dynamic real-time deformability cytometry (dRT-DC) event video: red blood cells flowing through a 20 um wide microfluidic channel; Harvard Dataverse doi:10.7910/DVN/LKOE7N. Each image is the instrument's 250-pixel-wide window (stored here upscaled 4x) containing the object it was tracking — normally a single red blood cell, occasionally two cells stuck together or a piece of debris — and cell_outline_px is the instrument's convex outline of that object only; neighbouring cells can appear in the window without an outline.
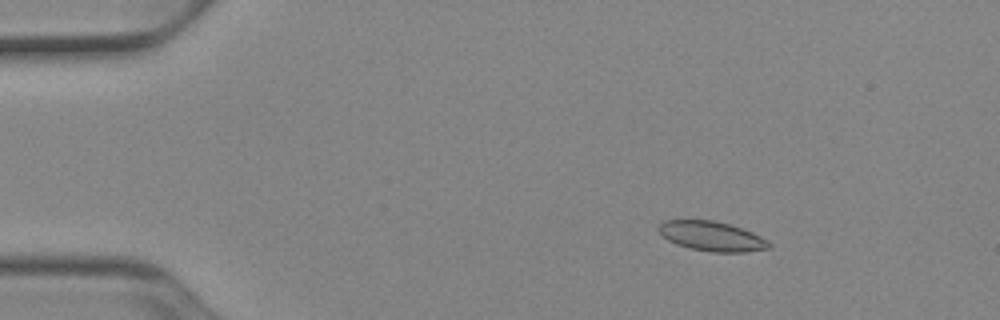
{"species": "Egyptian fruit bat (a non-hibernating species)", "species_latin": "Rousettus aegyptiacus", "temperature_condition": "cold", "stored_images_in_passage": 52, "camera_frame_rate_fps": 3000, "um_per_image_px": 0.085, "animal": {"sex": "female"}, "frame": {"image": 1, "passage_image": 8, "time_ms": 2.333, "image_size_px": [1000, 320], "cell_outline_px": [[772, 248], [744, 252], [712, 252], [692, 248], [676, 244], [668, 240], [656, 228], [664, 220], [712, 220], [728, 224], [752, 232], [760, 236], [772, 244]], "centroid_in_image_um": [60.51, 20.08], "position_along_channel_um": 24.5, "area_um2": 18.9}}
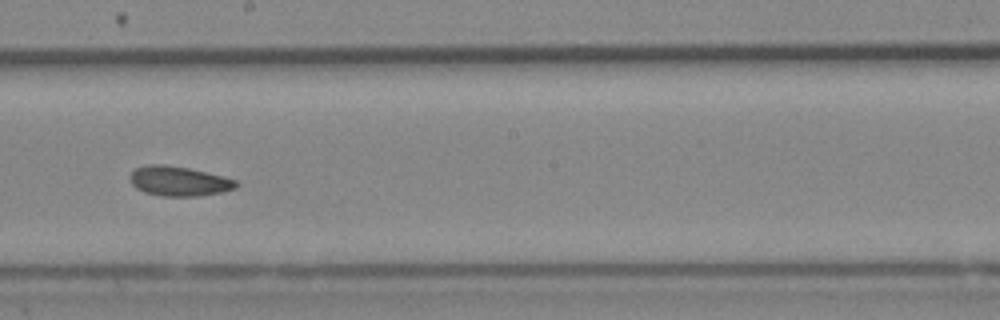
{"frame": {"image": 2, "passage_image": 30, "time_ms": 9.667, "image_size_px": [1000, 320], "cell_outline_px": [[240, 184], [236, 188], [220, 192], [200, 196], [160, 196], [144, 192], [136, 188], [128, 180], [128, 176], [136, 168], [148, 164], [164, 164], [188, 168], [224, 176], [236, 180]], "centroid_in_image_um": [15.19, 15.4], "position_along_channel_um": 233.0, "area_um2": 18.55}}
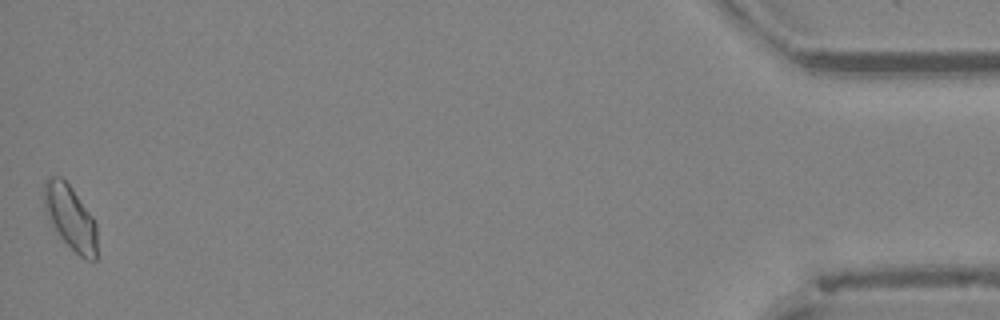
{"frame": {"image": 3, "passage_image": 52, "time_ms": 17.0, "image_size_px": [1000, 320], "cell_outline_px": [[96, 260], [84, 260], [60, 236], [44, 212], [44, 180], [48, 176], [60, 176], [72, 188], [92, 216], [96, 224]], "centroid_in_image_um": [5.96, 18.46], "position_along_channel_um": 429.2, "area_um2": 19.71}}